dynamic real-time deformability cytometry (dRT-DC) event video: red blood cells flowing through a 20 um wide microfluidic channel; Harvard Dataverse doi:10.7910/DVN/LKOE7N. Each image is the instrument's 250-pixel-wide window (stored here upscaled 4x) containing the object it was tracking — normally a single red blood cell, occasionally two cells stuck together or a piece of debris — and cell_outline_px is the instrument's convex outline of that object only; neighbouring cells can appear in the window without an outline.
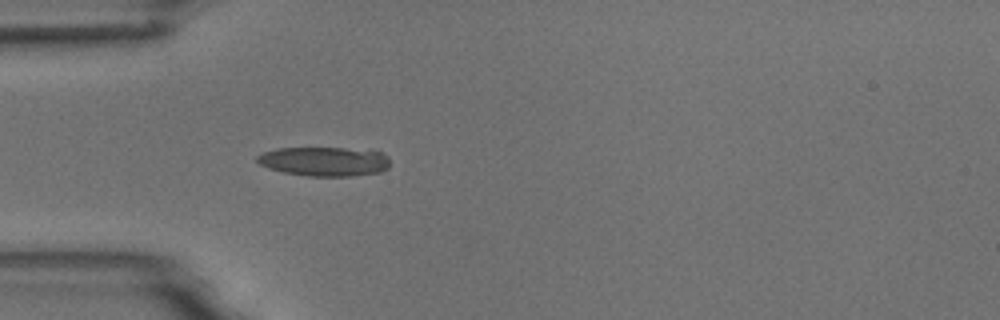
{"species": "common noctule bat (a hibernating species)", "species_latin": "Nyctalus noctula", "temperature_condition": "room temperature", "stored_images_in_passage": 1, "camera_frame_rate_fps": 3000, "um_per_image_px": 0.085, "animal": {"sex": "male", "body_mass_g": 18.8}, "frame": {"image": 1, "passage_image": 1, "time_ms": 0.0, "image_size_px": [1000, 320], "cell_outline_px": [[388, 168], [380, 172], [352, 176], [308, 176], [284, 172], [268, 168], [260, 164], [256, 160], [256, 156], [264, 152], [276, 148], [344, 148], [384, 152], [388, 156]], "centroid_in_image_um": [27.57, 13.72], "position_along_channel_um": 57.4, "area_um2": 22.66}}